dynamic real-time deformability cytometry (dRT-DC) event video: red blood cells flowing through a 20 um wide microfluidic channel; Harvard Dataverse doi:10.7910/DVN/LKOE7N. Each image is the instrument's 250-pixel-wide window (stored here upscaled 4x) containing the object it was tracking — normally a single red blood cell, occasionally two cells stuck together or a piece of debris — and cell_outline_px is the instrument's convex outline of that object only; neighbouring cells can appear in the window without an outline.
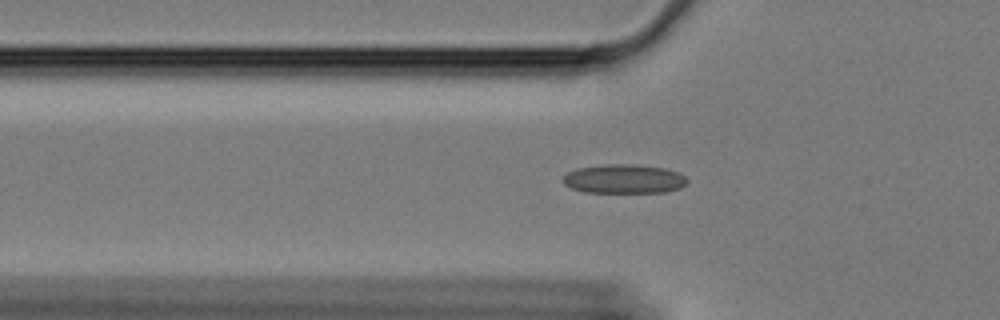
{"species": "Egyptian fruit bat (a non-hibernating species)", "species_latin": "Rousettus aegyptiacus", "temperature_condition": "cold", "stored_images_in_passage": 53, "camera_frame_rate_fps": 3000, "um_per_image_px": 0.085, "animal": {"sex": "female"}, "frame": {"image": 1, "passage_image": 19, "time_ms": 6.0, "image_size_px": [1000, 320], "cell_outline_px": [[688, 180], [680, 188], [664, 192], [584, 192], [572, 188], [564, 184], [560, 180], [568, 172], [576, 168], [608, 164], [628, 164], [664, 168], [676, 172], [684, 176]], "centroid_in_image_um": [52.99, 15.21], "position_along_channel_um": 72.8, "area_um2": 20.87}}
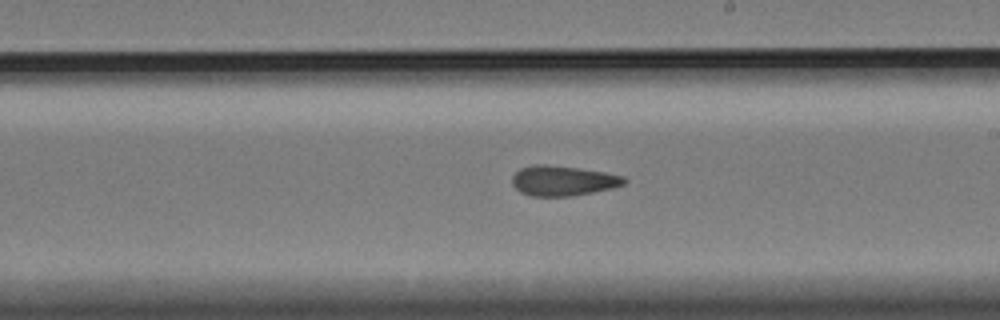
{"frame": {"image": 2, "passage_image": 34, "time_ms": 11.0, "image_size_px": [1000, 320], "cell_outline_px": [[628, 180], [624, 184], [612, 188], [572, 196], [532, 196], [520, 192], [512, 184], [512, 176], [520, 168], [536, 164], [544, 164], [580, 168], [604, 172], [624, 176]], "centroid_in_image_um": [47.85, 15.36], "position_along_channel_um": 241.2, "area_um2": 19.65}}
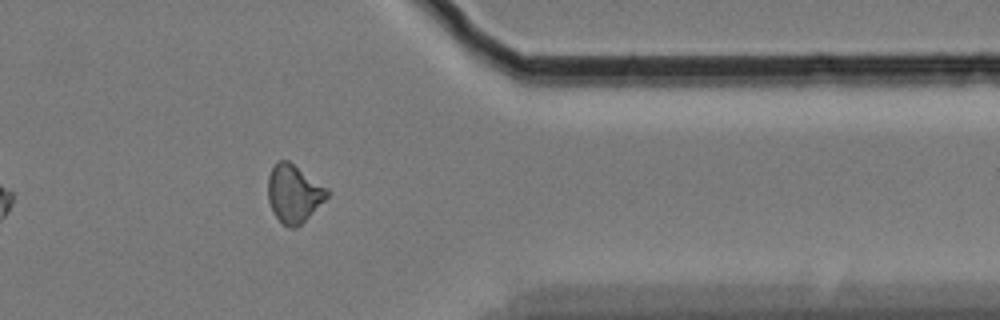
{"frame": {"image": 3, "passage_image": 48, "time_ms": 15.667, "image_size_px": [1000, 320], "cell_outline_px": [[328, 196], [296, 228], [288, 228], [276, 216], [268, 200], [268, 176], [272, 168], [280, 160], [288, 160], [328, 188]], "centroid_in_image_um": [24.96, 16.44], "position_along_channel_um": 386.4, "area_um2": 19.48}, "authors_computed_cell_mechanics": {"area_um2": 19.9988, "velocity_mm_per_s": 3.3485, "shape_relaxation_time_tau1_ms": null, "shape_relaxation_time_tau2_ms": 3.937, "deformation_change_tau1": null, "deformation_change_tau2": 0.1054}}